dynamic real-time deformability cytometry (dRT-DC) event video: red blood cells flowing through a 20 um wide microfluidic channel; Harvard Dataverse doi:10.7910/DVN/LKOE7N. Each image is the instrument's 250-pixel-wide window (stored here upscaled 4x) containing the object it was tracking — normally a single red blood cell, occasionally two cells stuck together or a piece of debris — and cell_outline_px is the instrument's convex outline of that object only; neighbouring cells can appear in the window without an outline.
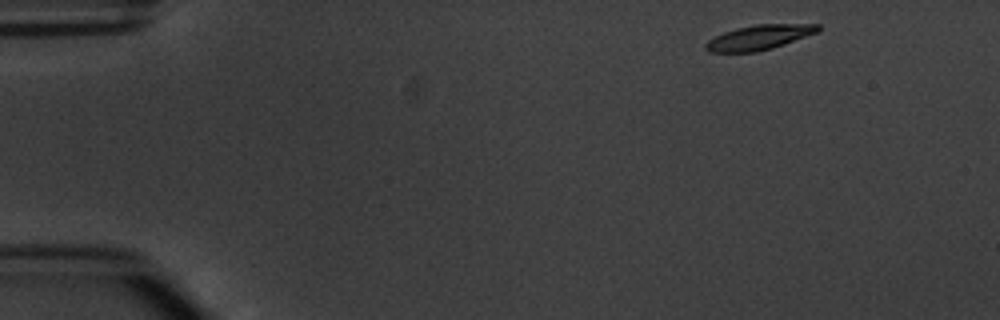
{"species": "common noctule bat (a hibernating species)", "species_latin": "Nyctalus noctula", "temperature_condition": "warm", "stored_images_in_passage": 7, "camera_frame_rate_fps": 3000, "um_per_image_px": 0.085, "animal": {"sex": "male", "body_mass_g": 20.1, "forearm_length_mm": 53.5}, "frame": {"image": 1, "passage_image": 1, "time_ms": 0.0, "image_size_px": [1000, 320], "cell_outline_px": [[820, 28], [816, 32], [784, 44], [772, 48], [756, 52], [708, 52], [704, 48], [704, 44], [708, 40], [724, 32], [736, 28], [756, 24], [820, 24]], "centroid_in_image_um": [64.48, 3.18], "position_along_channel_um": 20.5, "area_um2": 16.07}}
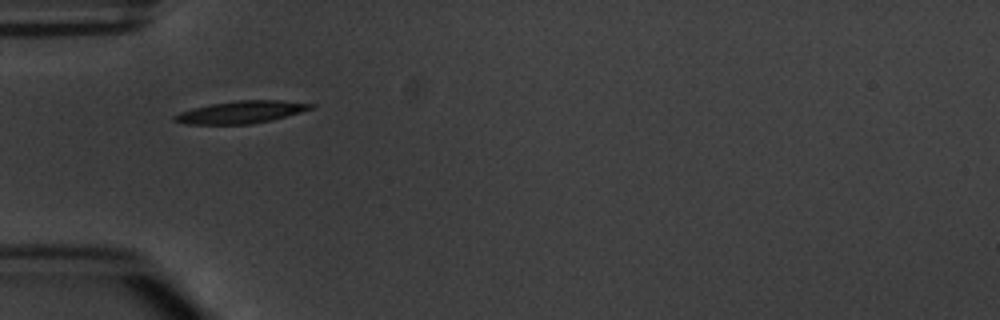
{"frame": {"image": 2, "passage_image": 4, "time_ms": 3.667, "image_size_px": [1000, 320], "cell_outline_px": [[316, 108], [272, 120], [252, 124], [184, 124], [172, 120], [172, 116], [180, 112], [192, 108], [212, 104], [236, 100], [280, 100], [316, 104]], "centroid_in_image_um": [20.52, 9.53], "position_along_channel_um": 64.5, "area_um2": 17.92}}
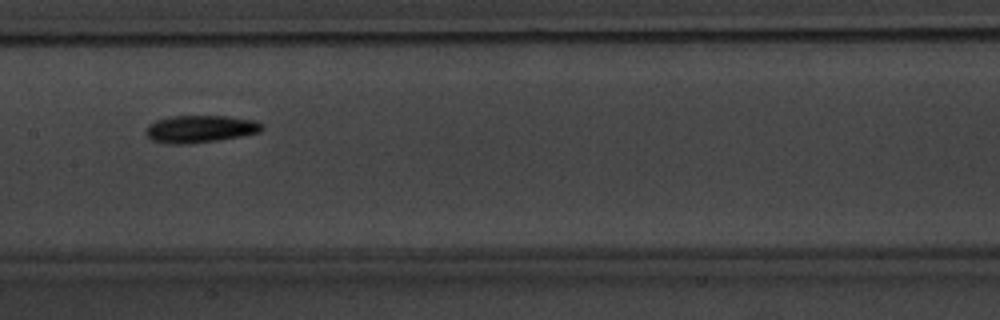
{"frame": {"image": 3, "passage_image": 7, "time_ms": 7.0, "image_size_px": [1000, 320], "cell_outline_px": [[264, 128], [260, 132], [240, 136], [216, 140], [188, 144], [168, 144], [152, 140], [144, 132], [148, 124], [156, 120], [168, 116], [228, 116], [256, 120], [264, 124]], "centroid_in_image_um": [17.01, 10.95], "position_along_channel_um": 190.4, "area_um2": 18.67}}